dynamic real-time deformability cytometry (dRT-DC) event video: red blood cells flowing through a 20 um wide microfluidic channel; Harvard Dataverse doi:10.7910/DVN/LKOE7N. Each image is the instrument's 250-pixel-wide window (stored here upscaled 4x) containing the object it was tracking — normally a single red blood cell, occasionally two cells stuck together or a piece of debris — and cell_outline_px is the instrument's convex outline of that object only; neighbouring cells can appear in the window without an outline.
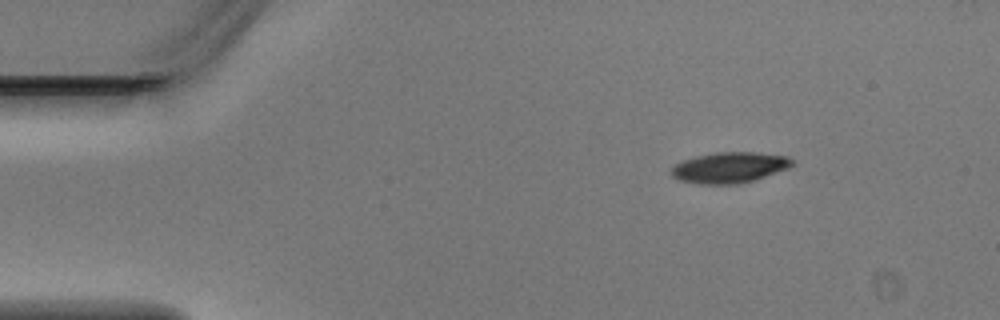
{"species": "Egyptian fruit bat (a non-hibernating species)", "species_latin": "Rousettus aegyptiacus", "temperature_condition": "warm", "stored_images_in_passage": 4, "camera_frame_rate_fps": 3000, "um_per_image_px": 0.085, "animal": {"sex": "male"}, "frame": {"image": 1, "passage_image": 2, "time_ms": 0.333, "image_size_px": [1000, 320], "cell_outline_px": [[796, 164], [788, 168], [756, 180], [736, 184], [700, 184], [680, 180], [672, 176], [672, 168], [676, 164], [684, 160], [696, 156], [716, 152], [756, 152], [788, 156]], "centroid_in_image_um": [62.05, 14.24], "position_along_channel_um": 22.9, "area_um2": 21.68}}